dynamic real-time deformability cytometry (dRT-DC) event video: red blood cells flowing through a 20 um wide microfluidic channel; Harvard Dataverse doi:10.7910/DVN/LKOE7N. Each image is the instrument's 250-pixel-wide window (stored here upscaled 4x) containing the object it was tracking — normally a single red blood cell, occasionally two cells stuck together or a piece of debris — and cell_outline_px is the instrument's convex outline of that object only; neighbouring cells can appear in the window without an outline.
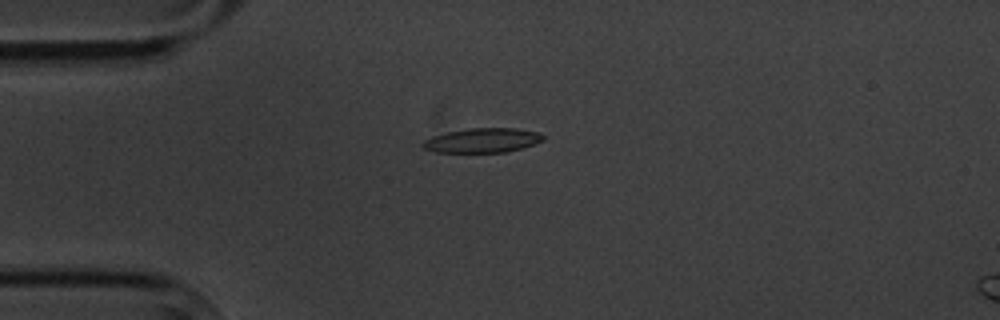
{"species": "common noctule bat (a hibernating species)", "species_latin": "Nyctalus noctula", "temperature_condition": "cold", "stored_images_in_passage": 8, "camera_frame_rate_fps": 3000, "um_per_image_px": 0.085, "animal": {"sex": "male", "body_mass_g": 20.1, "forearm_length_mm": 53.5}, "frame": {"image": 1, "passage_image": 1, "time_ms": 0.0, "image_size_px": [1000, 320], "cell_outline_px": [[544, 140], [520, 148], [504, 152], [436, 152], [424, 148], [420, 144], [424, 140], [432, 136], [448, 132], [468, 128], [516, 128], [536, 132], [544, 136]], "centroid_in_image_um": [40.97, 11.92], "position_along_channel_um": 44.0, "area_um2": 16.94}}
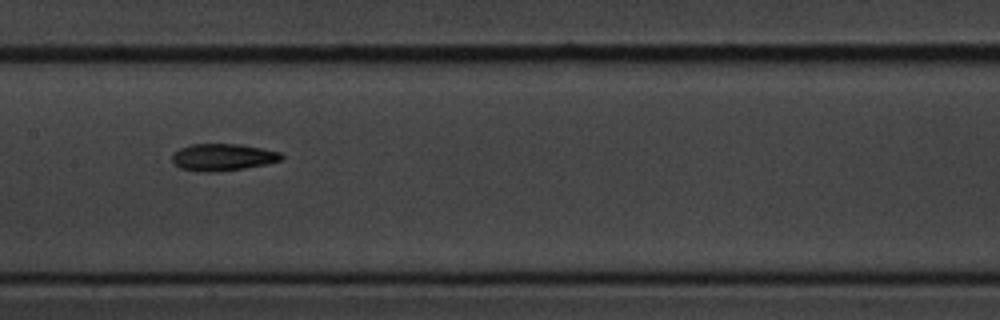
{"frame": {"image": 2, "passage_image": 5, "time_ms": 4.667, "image_size_px": [1000, 320], "cell_outline_px": [[284, 156], [280, 160], [264, 164], [244, 168], [212, 172], [204, 172], [180, 168], [172, 160], [172, 156], [180, 148], [192, 144], [240, 144], [280, 152]], "centroid_in_image_um": [18.93, 13.35], "position_along_channel_um": 188.5, "area_um2": 16.88}}
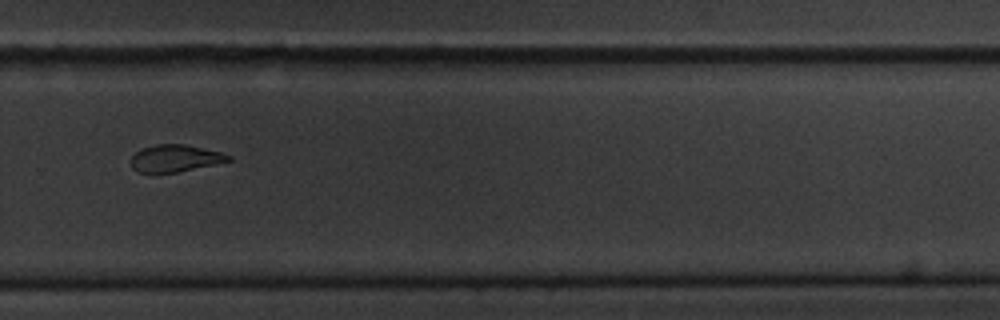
{"frame": {"image": 3, "passage_image": 8, "time_ms": 8.333, "image_size_px": [1000, 320], "cell_outline_px": [[232, 160], [216, 164], [176, 172], [136, 172], [132, 168], [132, 156], [140, 148], [156, 144], [184, 144], [220, 152], [232, 156]], "centroid_in_image_um": [14.88, 13.45], "position_along_channel_um": 314.9, "area_um2": 15.26}}